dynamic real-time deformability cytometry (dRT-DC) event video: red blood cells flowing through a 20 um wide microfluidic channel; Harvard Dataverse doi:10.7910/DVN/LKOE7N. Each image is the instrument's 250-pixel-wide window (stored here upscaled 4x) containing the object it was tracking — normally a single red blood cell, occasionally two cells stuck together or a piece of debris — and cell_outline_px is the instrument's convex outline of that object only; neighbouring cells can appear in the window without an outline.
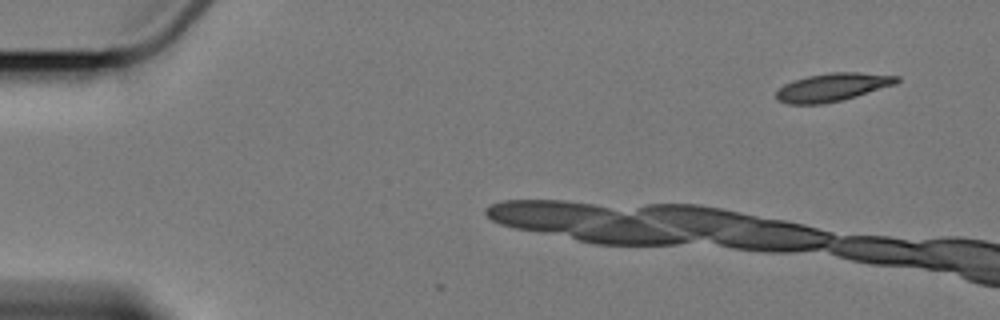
{"species": "Egyptian fruit bat (a non-hibernating species)", "species_latin": "Rousettus aegyptiacus", "temperature_condition": "cold", "stored_images_in_passage": 6, "camera_frame_rate_fps": 3000, "um_per_image_px": 0.085, "animal": {"sex": "female"}, "frame": {"image": 1, "passage_image": 2, "time_ms": 1.0, "image_size_px": [1000, 320], "cell_outline_px": [[900, 80], [896, 84], [856, 96], [840, 100], [820, 104], [788, 104], [776, 100], [776, 92], [784, 84], [792, 80], [808, 76], [828, 72], [860, 72], [900, 76]], "centroid_in_image_um": [70.75, 7.4], "position_along_channel_um": 14.2, "area_um2": 19.77}}